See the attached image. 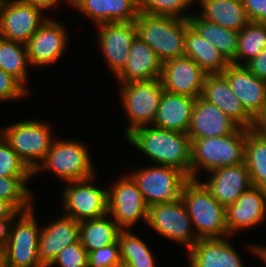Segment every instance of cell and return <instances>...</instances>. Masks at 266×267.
Segmentation results:
<instances>
[{
    "label": "cell",
    "mask_w": 266,
    "mask_h": 267,
    "mask_svg": "<svg viewBox=\"0 0 266 267\" xmlns=\"http://www.w3.org/2000/svg\"><path fill=\"white\" fill-rule=\"evenodd\" d=\"M15 210L10 202L0 199V218L9 217Z\"/></svg>",
    "instance_id": "46"
},
{
    "label": "cell",
    "mask_w": 266,
    "mask_h": 267,
    "mask_svg": "<svg viewBox=\"0 0 266 267\" xmlns=\"http://www.w3.org/2000/svg\"><path fill=\"white\" fill-rule=\"evenodd\" d=\"M32 177H0V199L7 200L17 210L28 211L33 208L34 195L26 183Z\"/></svg>",
    "instance_id": "35"
},
{
    "label": "cell",
    "mask_w": 266,
    "mask_h": 267,
    "mask_svg": "<svg viewBox=\"0 0 266 267\" xmlns=\"http://www.w3.org/2000/svg\"><path fill=\"white\" fill-rule=\"evenodd\" d=\"M196 0H139L141 13L153 16H170L188 19L192 14H185Z\"/></svg>",
    "instance_id": "36"
},
{
    "label": "cell",
    "mask_w": 266,
    "mask_h": 267,
    "mask_svg": "<svg viewBox=\"0 0 266 267\" xmlns=\"http://www.w3.org/2000/svg\"><path fill=\"white\" fill-rule=\"evenodd\" d=\"M0 177H34L33 172L0 134Z\"/></svg>",
    "instance_id": "37"
},
{
    "label": "cell",
    "mask_w": 266,
    "mask_h": 267,
    "mask_svg": "<svg viewBox=\"0 0 266 267\" xmlns=\"http://www.w3.org/2000/svg\"><path fill=\"white\" fill-rule=\"evenodd\" d=\"M29 94L16 78L0 68V102L16 100Z\"/></svg>",
    "instance_id": "40"
},
{
    "label": "cell",
    "mask_w": 266,
    "mask_h": 267,
    "mask_svg": "<svg viewBox=\"0 0 266 267\" xmlns=\"http://www.w3.org/2000/svg\"><path fill=\"white\" fill-rule=\"evenodd\" d=\"M160 236L186 246L189 251L200 239L181 198L148 207L146 223Z\"/></svg>",
    "instance_id": "10"
},
{
    "label": "cell",
    "mask_w": 266,
    "mask_h": 267,
    "mask_svg": "<svg viewBox=\"0 0 266 267\" xmlns=\"http://www.w3.org/2000/svg\"><path fill=\"white\" fill-rule=\"evenodd\" d=\"M89 155V150L82 141L55 138L46 157L33 175L48 169L65 183L88 179L96 176L94 164Z\"/></svg>",
    "instance_id": "5"
},
{
    "label": "cell",
    "mask_w": 266,
    "mask_h": 267,
    "mask_svg": "<svg viewBox=\"0 0 266 267\" xmlns=\"http://www.w3.org/2000/svg\"><path fill=\"white\" fill-rule=\"evenodd\" d=\"M117 267H132L124 262H121Z\"/></svg>",
    "instance_id": "50"
},
{
    "label": "cell",
    "mask_w": 266,
    "mask_h": 267,
    "mask_svg": "<svg viewBox=\"0 0 266 267\" xmlns=\"http://www.w3.org/2000/svg\"><path fill=\"white\" fill-rule=\"evenodd\" d=\"M250 129L256 133L266 136V103L253 118V123Z\"/></svg>",
    "instance_id": "44"
},
{
    "label": "cell",
    "mask_w": 266,
    "mask_h": 267,
    "mask_svg": "<svg viewBox=\"0 0 266 267\" xmlns=\"http://www.w3.org/2000/svg\"><path fill=\"white\" fill-rule=\"evenodd\" d=\"M245 66L256 77L266 80V48H264L257 57L248 61Z\"/></svg>",
    "instance_id": "43"
},
{
    "label": "cell",
    "mask_w": 266,
    "mask_h": 267,
    "mask_svg": "<svg viewBox=\"0 0 266 267\" xmlns=\"http://www.w3.org/2000/svg\"><path fill=\"white\" fill-rule=\"evenodd\" d=\"M96 28L104 61L116 76L125 66L132 41L137 36L135 22L104 23Z\"/></svg>",
    "instance_id": "15"
},
{
    "label": "cell",
    "mask_w": 266,
    "mask_h": 267,
    "mask_svg": "<svg viewBox=\"0 0 266 267\" xmlns=\"http://www.w3.org/2000/svg\"><path fill=\"white\" fill-rule=\"evenodd\" d=\"M258 188L263 193V196L265 197L266 201V179L258 186Z\"/></svg>",
    "instance_id": "48"
},
{
    "label": "cell",
    "mask_w": 266,
    "mask_h": 267,
    "mask_svg": "<svg viewBox=\"0 0 266 267\" xmlns=\"http://www.w3.org/2000/svg\"><path fill=\"white\" fill-rule=\"evenodd\" d=\"M244 163L252 186L258 187L266 179V136L247 129Z\"/></svg>",
    "instance_id": "32"
},
{
    "label": "cell",
    "mask_w": 266,
    "mask_h": 267,
    "mask_svg": "<svg viewBox=\"0 0 266 267\" xmlns=\"http://www.w3.org/2000/svg\"><path fill=\"white\" fill-rule=\"evenodd\" d=\"M221 74L244 109L254 118L266 103V80L256 77L245 65L232 63Z\"/></svg>",
    "instance_id": "19"
},
{
    "label": "cell",
    "mask_w": 266,
    "mask_h": 267,
    "mask_svg": "<svg viewBox=\"0 0 266 267\" xmlns=\"http://www.w3.org/2000/svg\"><path fill=\"white\" fill-rule=\"evenodd\" d=\"M109 218L107 214L100 218L80 221L79 240L88 253L114 244L118 240V234L122 229Z\"/></svg>",
    "instance_id": "30"
},
{
    "label": "cell",
    "mask_w": 266,
    "mask_h": 267,
    "mask_svg": "<svg viewBox=\"0 0 266 267\" xmlns=\"http://www.w3.org/2000/svg\"><path fill=\"white\" fill-rule=\"evenodd\" d=\"M226 226L229 235L244 229L258 226L266 219V201L258 187L252 186L248 191L226 207Z\"/></svg>",
    "instance_id": "22"
},
{
    "label": "cell",
    "mask_w": 266,
    "mask_h": 267,
    "mask_svg": "<svg viewBox=\"0 0 266 267\" xmlns=\"http://www.w3.org/2000/svg\"><path fill=\"white\" fill-rule=\"evenodd\" d=\"M195 100L164 90L152 126L187 134Z\"/></svg>",
    "instance_id": "26"
},
{
    "label": "cell",
    "mask_w": 266,
    "mask_h": 267,
    "mask_svg": "<svg viewBox=\"0 0 266 267\" xmlns=\"http://www.w3.org/2000/svg\"><path fill=\"white\" fill-rule=\"evenodd\" d=\"M0 134L32 172L43 162L55 139L48 123L34 119L3 127Z\"/></svg>",
    "instance_id": "6"
},
{
    "label": "cell",
    "mask_w": 266,
    "mask_h": 267,
    "mask_svg": "<svg viewBox=\"0 0 266 267\" xmlns=\"http://www.w3.org/2000/svg\"><path fill=\"white\" fill-rule=\"evenodd\" d=\"M94 179L67 182L62 192L64 215L80 222L108 214L107 188L92 185Z\"/></svg>",
    "instance_id": "12"
},
{
    "label": "cell",
    "mask_w": 266,
    "mask_h": 267,
    "mask_svg": "<svg viewBox=\"0 0 266 267\" xmlns=\"http://www.w3.org/2000/svg\"><path fill=\"white\" fill-rule=\"evenodd\" d=\"M184 56L192 58L207 74H221L231 63L211 43L188 25L184 37Z\"/></svg>",
    "instance_id": "27"
},
{
    "label": "cell",
    "mask_w": 266,
    "mask_h": 267,
    "mask_svg": "<svg viewBox=\"0 0 266 267\" xmlns=\"http://www.w3.org/2000/svg\"><path fill=\"white\" fill-rule=\"evenodd\" d=\"M30 66L26 44L0 37V68L16 78L26 89Z\"/></svg>",
    "instance_id": "31"
},
{
    "label": "cell",
    "mask_w": 266,
    "mask_h": 267,
    "mask_svg": "<svg viewBox=\"0 0 266 267\" xmlns=\"http://www.w3.org/2000/svg\"><path fill=\"white\" fill-rule=\"evenodd\" d=\"M80 222L66 215L42 226L39 235V258L48 267L66 246L79 241Z\"/></svg>",
    "instance_id": "23"
},
{
    "label": "cell",
    "mask_w": 266,
    "mask_h": 267,
    "mask_svg": "<svg viewBox=\"0 0 266 267\" xmlns=\"http://www.w3.org/2000/svg\"><path fill=\"white\" fill-rule=\"evenodd\" d=\"M161 73L162 62L155 52L136 36L132 41L125 66L115 77L118 83L124 84L161 78Z\"/></svg>",
    "instance_id": "25"
},
{
    "label": "cell",
    "mask_w": 266,
    "mask_h": 267,
    "mask_svg": "<svg viewBox=\"0 0 266 267\" xmlns=\"http://www.w3.org/2000/svg\"><path fill=\"white\" fill-rule=\"evenodd\" d=\"M228 238H201L188 251L189 267H245Z\"/></svg>",
    "instance_id": "24"
},
{
    "label": "cell",
    "mask_w": 266,
    "mask_h": 267,
    "mask_svg": "<svg viewBox=\"0 0 266 267\" xmlns=\"http://www.w3.org/2000/svg\"><path fill=\"white\" fill-rule=\"evenodd\" d=\"M121 261L132 267H157L156 257L147 243L129 230L118 234Z\"/></svg>",
    "instance_id": "33"
},
{
    "label": "cell",
    "mask_w": 266,
    "mask_h": 267,
    "mask_svg": "<svg viewBox=\"0 0 266 267\" xmlns=\"http://www.w3.org/2000/svg\"><path fill=\"white\" fill-rule=\"evenodd\" d=\"M88 261V252L79 240L62 249L48 267H88Z\"/></svg>",
    "instance_id": "38"
},
{
    "label": "cell",
    "mask_w": 266,
    "mask_h": 267,
    "mask_svg": "<svg viewBox=\"0 0 266 267\" xmlns=\"http://www.w3.org/2000/svg\"><path fill=\"white\" fill-rule=\"evenodd\" d=\"M250 21L266 23V0H242Z\"/></svg>",
    "instance_id": "41"
},
{
    "label": "cell",
    "mask_w": 266,
    "mask_h": 267,
    "mask_svg": "<svg viewBox=\"0 0 266 267\" xmlns=\"http://www.w3.org/2000/svg\"><path fill=\"white\" fill-rule=\"evenodd\" d=\"M206 75L207 73L192 58L186 56L162 63L163 89L171 93L195 99L200 97Z\"/></svg>",
    "instance_id": "16"
},
{
    "label": "cell",
    "mask_w": 266,
    "mask_h": 267,
    "mask_svg": "<svg viewBox=\"0 0 266 267\" xmlns=\"http://www.w3.org/2000/svg\"><path fill=\"white\" fill-rule=\"evenodd\" d=\"M147 206L172 202L181 197L189 178L180 170L164 165L147 166L130 172Z\"/></svg>",
    "instance_id": "9"
},
{
    "label": "cell",
    "mask_w": 266,
    "mask_h": 267,
    "mask_svg": "<svg viewBox=\"0 0 266 267\" xmlns=\"http://www.w3.org/2000/svg\"><path fill=\"white\" fill-rule=\"evenodd\" d=\"M188 21L195 32L217 48L230 63L235 64L238 31L224 28L193 14L188 18Z\"/></svg>",
    "instance_id": "29"
},
{
    "label": "cell",
    "mask_w": 266,
    "mask_h": 267,
    "mask_svg": "<svg viewBox=\"0 0 266 267\" xmlns=\"http://www.w3.org/2000/svg\"><path fill=\"white\" fill-rule=\"evenodd\" d=\"M126 138L155 165L176 168L190 179L191 140L186 133L149 125L136 128Z\"/></svg>",
    "instance_id": "1"
},
{
    "label": "cell",
    "mask_w": 266,
    "mask_h": 267,
    "mask_svg": "<svg viewBox=\"0 0 266 267\" xmlns=\"http://www.w3.org/2000/svg\"><path fill=\"white\" fill-rule=\"evenodd\" d=\"M33 209L16 218L11 239L0 252V267H45L38 249L41 227L35 220Z\"/></svg>",
    "instance_id": "8"
},
{
    "label": "cell",
    "mask_w": 266,
    "mask_h": 267,
    "mask_svg": "<svg viewBox=\"0 0 266 267\" xmlns=\"http://www.w3.org/2000/svg\"><path fill=\"white\" fill-rule=\"evenodd\" d=\"M71 6L87 16L95 26L134 22L140 14L139 0H71Z\"/></svg>",
    "instance_id": "20"
},
{
    "label": "cell",
    "mask_w": 266,
    "mask_h": 267,
    "mask_svg": "<svg viewBox=\"0 0 266 267\" xmlns=\"http://www.w3.org/2000/svg\"><path fill=\"white\" fill-rule=\"evenodd\" d=\"M8 0H0V13L7 4Z\"/></svg>",
    "instance_id": "49"
},
{
    "label": "cell",
    "mask_w": 266,
    "mask_h": 267,
    "mask_svg": "<svg viewBox=\"0 0 266 267\" xmlns=\"http://www.w3.org/2000/svg\"><path fill=\"white\" fill-rule=\"evenodd\" d=\"M249 246V249L252 251V253L257 255V257L260 258L259 260L264 262V264L266 265V246L256 244H249Z\"/></svg>",
    "instance_id": "47"
},
{
    "label": "cell",
    "mask_w": 266,
    "mask_h": 267,
    "mask_svg": "<svg viewBox=\"0 0 266 267\" xmlns=\"http://www.w3.org/2000/svg\"><path fill=\"white\" fill-rule=\"evenodd\" d=\"M264 48H266V23L250 21L239 31L235 64L245 65L257 57Z\"/></svg>",
    "instance_id": "34"
},
{
    "label": "cell",
    "mask_w": 266,
    "mask_h": 267,
    "mask_svg": "<svg viewBox=\"0 0 266 267\" xmlns=\"http://www.w3.org/2000/svg\"><path fill=\"white\" fill-rule=\"evenodd\" d=\"M24 210H15L9 217L0 218V252L8 245L11 234L12 227Z\"/></svg>",
    "instance_id": "42"
},
{
    "label": "cell",
    "mask_w": 266,
    "mask_h": 267,
    "mask_svg": "<svg viewBox=\"0 0 266 267\" xmlns=\"http://www.w3.org/2000/svg\"><path fill=\"white\" fill-rule=\"evenodd\" d=\"M107 188L108 214L122 230L146 223L148 206L136 182L127 174ZM140 219V220H139Z\"/></svg>",
    "instance_id": "11"
},
{
    "label": "cell",
    "mask_w": 266,
    "mask_h": 267,
    "mask_svg": "<svg viewBox=\"0 0 266 267\" xmlns=\"http://www.w3.org/2000/svg\"><path fill=\"white\" fill-rule=\"evenodd\" d=\"M247 129L234 134L191 140L190 179L198 178L199 170L207 173L215 169L244 163ZM202 168V169H200Z\"/></svg>",
    "instance_id": "2"
},
{
    "label": "cell",
    "mask_w": 266,
    "mask_h": 267,
    "mask_svg": "<svg viewBox=\"0 0 266 267\" xmlns=\"http://www.w3.org/2000/svg\"><path fill=\"white\" fill-rule=\"evenodd\" d=\"M200 16L224 28L240 31L249 22L242 0H198Z\"/></svg>",
    "instance_id": "28"
},
{
    "label": "cell",
    "mask_w": 266,
    "mask_h": 267,
    "mask_svg": "<svg viewBox=\"0 0 266 267\" xmlns=\"http://www.w3.org/2000/svg\"><path fill=\"white\" fill-rule=\"evenodd\" d=\"M88 267H117L122 261L118 240L88 253Z\"/></svg>",
    "instance_id": "39"
},
{
    "label": "cell",
    "mask_w": 266,
    "mask_h": 267,
    "mask_svg": "<svg viewBox=\"0 0 266 267\" xmlns=\"http://www.w3.org/2000/svg\"><path fill=\"white\" fill-rule=\"evenodd\" d=\"M67 32L64 23L46 18L26 43L31 67H43L58 61L69 41Z\"/></svg>",
    "instance_id": "14"
},
{
    "label": "cell",
    "mask_w": 266,
    "mask_h": 267,
    "mask_svg": "<svg viewBox=\"0 0 266 267\" xmlns=\"http://www.w3.org/2000/svg\"><path fill=\"white\" fill-rule=\"evenodd\" d=\"M42 15L43 10L32 3L8 0L0 13V37L26 44L46 20Z\"/></svg>",
    "instance_id": "13"
},
{
    "label": "cell",
    "mask_w": 266,
    "mask_h": 267,
    "mask_svg": "<svg viewBox=\"0 0 266 267\" xmlns=\"http://www.w3.org/2000/svg\"><path fill=\"white\" fill-rule=\"evenodd\" d=\"M240 126L202 96L196 98L187 135L190 140L234 134Z\"/></svg>",
    "instance_id": "17"
},
{
    "label": "cell",
    "mask_w": 266,
    "mask_h": 267,
    "mask_svg": "<svg viewBox=\"0 0 266 267\" xmlns=\"http://www.w3.org/2000/svg\"><path fill=\"white\" fill-rule=\"evenodd\" d=\"M201 96L216 105L241 128H251L253 117L244 109L222 74L206 75Z\"/></svg>",
    "instance_id": "21"
},
{
    "label": "cell",
    "mask_w": 266,
    "mask_h": 267,
    "mask_svg": "<svg viewBox=\"0 0 266 267\" xmlns=\"http://www.w3.org/2000/svg\"><path fill=\"white\" fill-rule=\"evenodd\" d=\"M207 181L202 184L225 208L252 187L245 163L221 167L209 173Z\"/></svg>",
    "instance_id": "18"
},
{
    "label": "cell",
    "mask_w": 266,
    "mask_h": 267,
    "mask_svg": "<svg viewBox=\"0 0 266 267\" xmlns=\"http://www.w3.org/2000/svg\"><path fill=\"white\" fill-rule=\"evenodd\" d=\"M26 2L34 4L36 7L41 8L43 11L49 8L57 7L60 0H24ZM67 4L71 6V0H64Z\"/></svg>",
    "instance_id": "45"
},
{
    "label": "cell",
    "mask_w": 266,
    "mask_h": 267,
    "mask_svg": "<svg viewBox=\"0 0 266 267\" xmlns=\"http://www.w3.org/2000/svg\"><path fill=\"white\" fill-rule=\"evenodd\" d=\"M136 35L143 40L163 63L184 56V37L188 19L153 16L145 13L136 18Z\"/></svg>",
    "instance_id": "4"
},
{
    "label": "cell",
    "mask_w": 266,
    "mask_h": 267,
    "mask_svg": "<svg viewBox=\"0 0 266 267\" xmlns=\"http://www.w3.org/2000/svg\"><path fill=\"white\" fill-rule=\"evenodd\" d=\"M180 198L200 239L230 236L226 226V208L211 195L201 180L189 179Z\"/></svg>",
    "instance_id": "3"
},
{
    "label": "cell",
    "mask_w": 266,
    "mask_h": 267,
    "mask_svg": "<svg viewBox=\"0 0 266 267\" xmlns=\"http://www.w3.org/2000/svg\"><path fill=\"white\" fill-rule=\"evenodd\" d=\"M119 88L122 106L130 122L124 131L127 137L136 128L153 124L164 89L161 78L124 83Z\"/></svg>",
    "instance_id": "7"
}]
</instances>
